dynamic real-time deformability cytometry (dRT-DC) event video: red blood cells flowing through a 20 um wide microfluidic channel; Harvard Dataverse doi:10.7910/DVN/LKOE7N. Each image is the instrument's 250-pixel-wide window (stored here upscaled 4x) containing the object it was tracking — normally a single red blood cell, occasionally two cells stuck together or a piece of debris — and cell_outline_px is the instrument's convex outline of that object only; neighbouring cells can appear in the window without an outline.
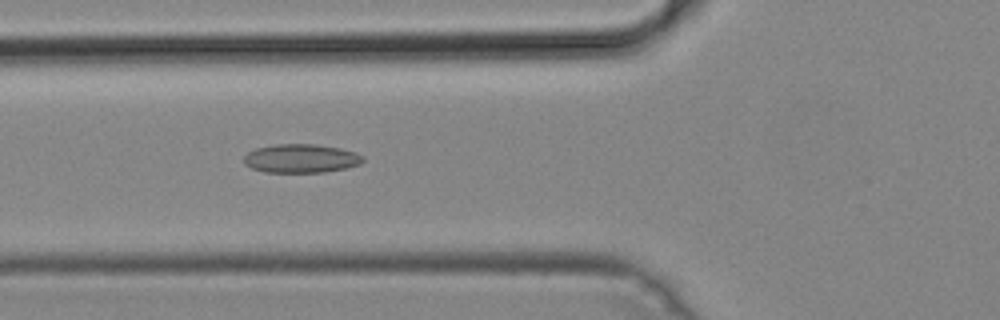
{"species": "common noctule bat (a hibernating species)", "species_latin": "Nyctalus noctula", "temperature_condition": "cold", "stored_images_in_passage": 50, "camera_frame_rate_fps": 3000, "um_per_image_px": 0.085, "animal": {"sex": "male", "body_mass_g": 19.2, "forearm_length_mm": 51.8}, "frame": {"image": 1, "passage_image": 19, "time_ms": 6.0, "image_size_px": [1000, 320], "cell_outline_px": [[364, 160], [360, 164], [344, 168], [324, 172], [264, 172], [252, 168], [244, 164], [244, 156], [248, 152], [256, 148], [276, 144], [316, 144], [340, 148], [356, 152], [364, 156]], "centroid_in_image_um": [25.59, 13.46], "position_along_channel_um": 100.2, "area_um2": 19.94}}
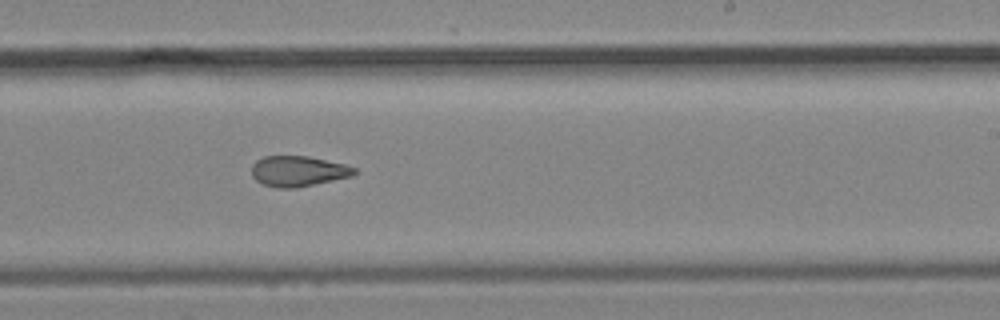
{"frame": {"image": 2, "passage_image": 31, "time_ms": 10.0, "image_size_px": [1000, 320], "cell_outline_px": [[356, 172], [352, 176], [296, 188], [276, 188], [264, 184], [256, 180], [252, 176], [252, 164], [256, 160], [264, 156], [308, 156], [344, 164], [356, 168]], "centroid_in_image_um": [25.32, 14.55], "position_along_channel_um": 263.7, "area_um2": 18.21}}
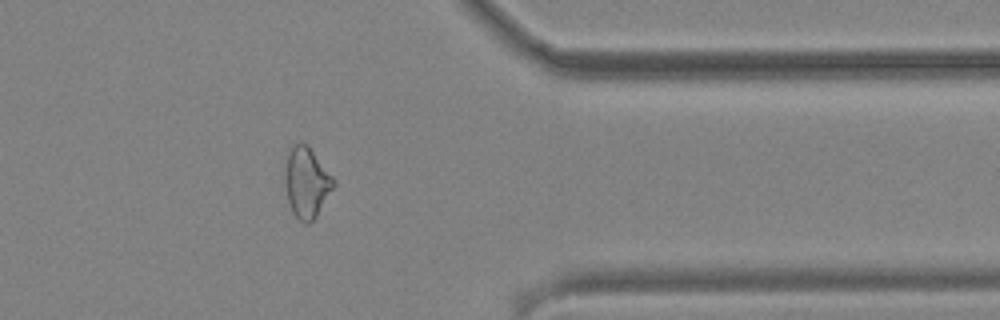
{"frame": {"image": 3, "passage_image": 41, "time_ms": 13.333, "image_size_px": [1000, 320], "cell_outline_px": [[336, 184], [316, 216], [308, 224], [304, 224], [292, 212], [288, 200], [284, 184], [284, 156], [288, 148], [300, 140], [308, 144], [336, 180]], "centroid_in_image_um": [26.02, 15.43], "position_along_channel_um": 385.4, "area_um2": 20.63}}